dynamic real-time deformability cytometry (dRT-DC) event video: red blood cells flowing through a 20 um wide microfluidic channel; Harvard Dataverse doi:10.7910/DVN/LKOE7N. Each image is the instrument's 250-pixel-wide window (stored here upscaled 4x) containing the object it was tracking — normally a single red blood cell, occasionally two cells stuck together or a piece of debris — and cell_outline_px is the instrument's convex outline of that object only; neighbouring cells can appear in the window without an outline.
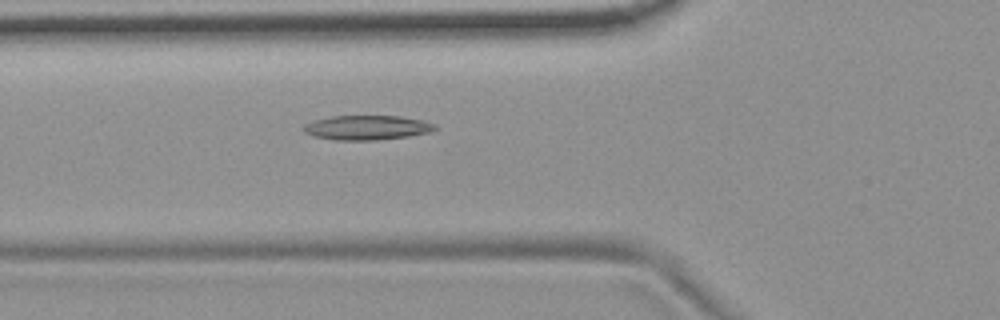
{"species": "common noctule bat (a hibernating species)", "species_latin": "Nyctalus noctula", "temperature_condition": "room temperature", "stored_images_in_passage": 6, "camera_frame_rate_fps": 3000, "um_per_image_px": 0.085, "animal": {"sex": "female", "body_mass_g": 19.9}, "frame": {"image": 1, "passage_image": 6, "time_ms": 1.667, "image_size_px": [1000, 320], "cell_outline_px": [[436, 128], [428, 132], [408, 136], [376, 140], [336, 140], [316, 136], [304, 132], [304, 124], [312, 120], [332, 116], [400, 116], [420, 120], [436, 124]], "centroid_in_image_um": [31.16, 10.84], "position_along_channel_um": 94.6, "area_um2": 18.55}}